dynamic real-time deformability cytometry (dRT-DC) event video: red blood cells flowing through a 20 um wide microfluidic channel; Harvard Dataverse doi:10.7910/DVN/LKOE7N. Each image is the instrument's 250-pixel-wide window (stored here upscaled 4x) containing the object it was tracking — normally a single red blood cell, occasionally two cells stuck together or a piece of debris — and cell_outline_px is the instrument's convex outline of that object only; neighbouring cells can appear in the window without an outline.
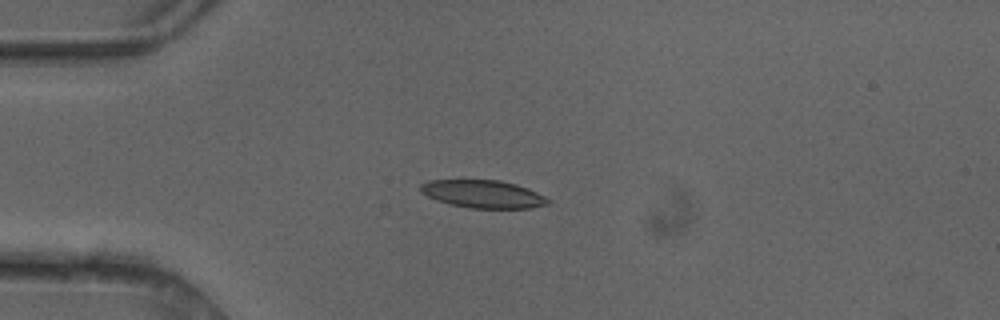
{"species": "common noctule bat (a hibernating species)", "species_latin": "Nyctalus noctula", "temperature_condition": "cold", "stored_images_in_passage": 5, "camera_frame_rate_fps": 3000, "um_per_image_px": 0.085, "animal": {"sex": "female"}, "frame": {"image": 1, "passage_image": 2, "time_ms": 0.333, "image_size_px": [1000, 320], "cell_outline_px": [[552, 200], [548, 204], [532, 208], [472, 208], [448, 204], [436, 200], [420, 192], [420, 184], [428, 180], [500, 180], [516, 184], [528, 188]], "centroid_in_image_um": [41.06, 16.49], "position_along_channel_um": 43.9, "area_um2": 20.75}}
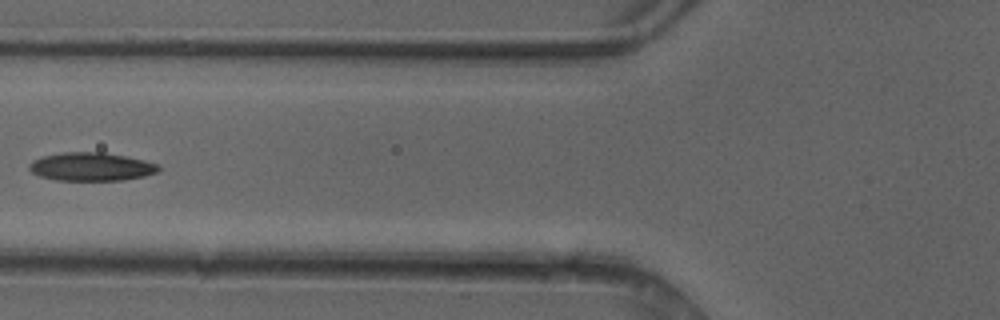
{"frame": {"image": 2, "passage_image": 4, "time_ms": 1.0, "image_size_px": [1000, 320], "cell_outline_px": [[160, 168], [156, 172], [144, 176], [124, 180], [56, 180], [40, 176], [32, 172], [28, 168], [28, 164], [32, 160], [40, 156], [64, 152], [104, 152], [128, 156], [144, 160], [156, 164]], "centroid_in_image_um": [7.72, 14.16], "position_along_channel_um": 118.1, "area_um2": 21.44}}
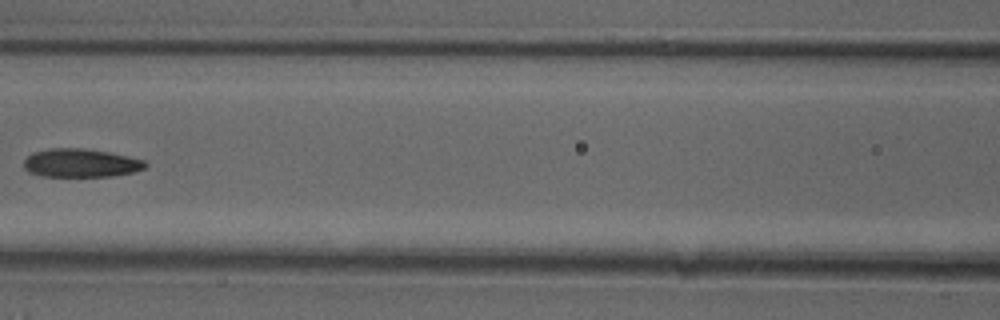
{"frame": {"image": 3, "passage_image": 5, "time_ms": 1.333, "image_size_px": [1000, 320], "cell_outline_px": [[148, 164], [144, 168], [132, 172], [112, 176], [40, 176], [28, 172], [24, 168], [24, 160], [32, 152], [48, 148], [84, 148], [108, 152], [128, 156], [144, 160]], "centroid_in_image_um": [6.83, 13.85], "position_along_channel_um": 159.8, "area_um2": 20.17}}